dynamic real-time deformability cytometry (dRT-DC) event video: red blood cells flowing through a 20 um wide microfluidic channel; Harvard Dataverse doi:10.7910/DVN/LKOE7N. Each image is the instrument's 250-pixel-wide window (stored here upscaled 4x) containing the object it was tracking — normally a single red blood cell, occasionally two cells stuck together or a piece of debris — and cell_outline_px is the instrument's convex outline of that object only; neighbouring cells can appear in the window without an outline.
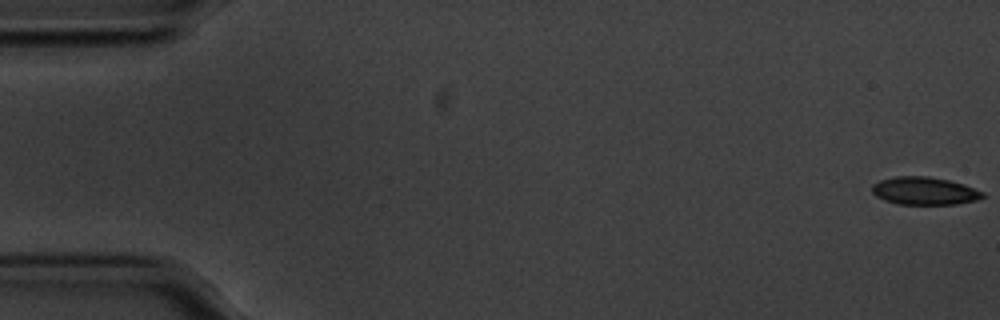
{"species": "common noctule bat (a hibernating species)", "species_latin": "Nyctalus noctula", "temperature_condition": "cold", "stored_images_in_passage": 11, "camera_frame_rate_fps": 3000, "um_per_image_px": 0.085, "animal": {"sex": "male", "body_mass_g": 20.1, "forearm_length_mm": 53.5}, "frame": {"image": 1, "passage_image": 1, "time_ms": 0.0, "image_size_px": [1000, 320], "cell_outline_px": [[976, 196], [964, 200], [928, 204], [924, 204], [896, 200], [896, 180], [936, 180], [956, 184], [972, 192]], "centroid_in_image_um": [79.09, 16.3], "position_along_channel_um": 5.9, "area_um2": 10.81}}